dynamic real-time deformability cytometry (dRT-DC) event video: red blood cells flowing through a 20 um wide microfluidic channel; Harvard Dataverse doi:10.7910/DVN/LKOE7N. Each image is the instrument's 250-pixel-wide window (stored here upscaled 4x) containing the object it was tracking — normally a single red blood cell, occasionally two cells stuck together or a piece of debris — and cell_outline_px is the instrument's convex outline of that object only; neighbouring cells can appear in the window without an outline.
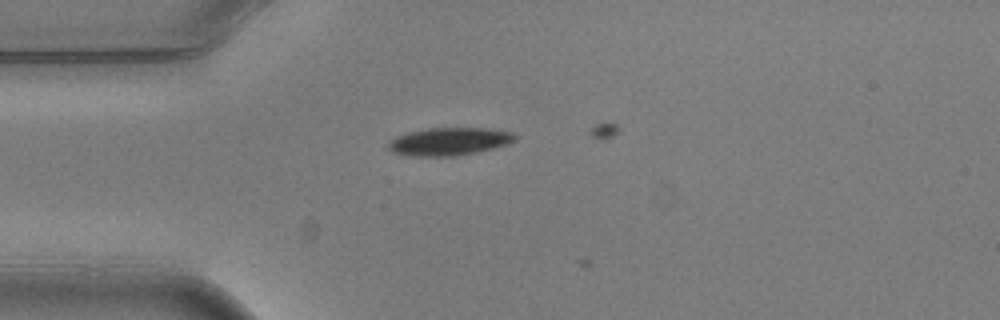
{"species": "common noctule bat (a hibernating species)", "species_latin": "Nyctalus noctula", "temperature_condition": "warm", "stored_images_in_passage": 2, "camera_frame_rate_fps": 3000, "um_per_image_px": 0.085, "animal": {"sex": "male", "body_mass_g": 20.5, "forearm_length_mm": 52.5}, "frame": {"image": 1, "passage_image": 1, "time_ms": 0.0, "image_size_px": [1000, 320], "cell_outline_px": [[516, 140], [508, 144], [476, 152], [456, 156], [408, 156], [392, 152], [388, 148], [388, 144], [396, 136], [408, 132], [428, 128], [484, 128], [512, 132], [516, 136]], "centroid_in_image_um": [38.16, 12.03], "position_along_channel_um": 46.8, "area_um2": 20.46}}